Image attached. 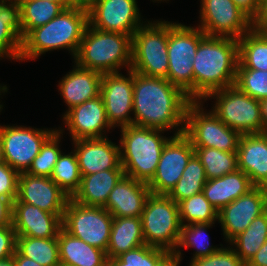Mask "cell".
Returning <instances> with one entry per match:
<instances>
[{"instance_id":"9c48e42d","label":"cell","mask_w":267,"mask_h":266,"mask_svg":"<svg viewBox=\"0 0 267 266\" xmlns=\"http://www.w3.org/2000/svg\"><path fill=\"white\" fill-rule=\"evenodd\" d=\"M216 98L213 113L240 135L263 133L259 100L248 96L237 86L211 92L205 99Z\"/></svg>"},{"instance_id":"c3c4849f","label":"cell","mask_w":267,"mask_h":266,"mask_svg":"<svg viewBox=\"0 0 267 266\" xmlns=\"http://www.w3.org/2000/svg\"><path fill=\"white\" fill-rule=\"evenodd\" d=\"M246 266H267V241L246 263Z\"/></svg>"},{"instance_id":"816d5d0a","label":"cell","mask_w":267,"mask_h":266,"mask_svg":"<svg viewBox=\"0 0 267 266\" xmlns=\"http://www.w3.org/2000/svg\"><path fill=\"white\" fill-rule=\"evenodd\" d=\"M182 259L171 252L158 266H180Z\"/></svg>"},{"instance_id":"8d00e7d4","label":"cell","mask_w":267,"mask_h":266,"mask_svg":"<svg viewBox=\"0 0 267 266\" xmlns=\"http://www.w3.org/2000/svg\"><path fill=\"white\" fill-rule=\"evenodd\" d=\"M50 178L70 198L74 195L79 189L82 178L74 150L69 154L61 153Z\"/></svg>"},{"instance_id":"d590c367","label":"cell","mask_w":267,"mask_h":266,"mask_svg":"<svg viewBox=\"0 0 267 266\" xmlns=\"http://www.w3.org/2000/svg\"><path fill=\"white\" fill-rule=\"evenodd\" d=\"M194 150L205 169L207 180L238 170L237 152H225L205 147H194Z\"/></svg>"},{"instance_id":"db71d44e","label":"cell","mask_w":267,"mask_h":266,"mask_svg":"<svg viewBox=\"0 0 267 266\" xmlns=\"http://www.w3.org/2000/svg\"><path fill=\"white\" fill-rule=\"evenodd\" d=\"M7 89H8L7 86H1L0 85V93L4 92V94H5V92H7ZM2 107H3V105L0 104V111L2 110ZM3 162H4V158H3V150H2V141L0 138V164Z\"/></svg>"},{"instance_id":"7bdbcfd3","label":"cell","mask_w":267,"mask_h":266,"mask_svg":"<svg viewBox=\"0 0 267 266\" xmlns=\"http://www.w3.org/2000/svg\"><path fill=\"white\" fill-rule=\"evenodd\" d=\"M19 173L7 163L0 164V196L9 198L12 202L17 197Z\"/></svg>"},{"instance_id":"681fc988","label":"cell","mask_w":267,"mask_h":266,"mask_svg":"<svg viewBox=\"0 0 267 266\" xmlns=\"http://www.w3.org/2000/svg\"><path fill=\"white\" fill-rule=\"evenodd\" d=\"M15 266H41L36 261L22 256L17 250L13 255Z\"/></svg>"},{"instance_id":"484cf974","label":"cell","mask_w":267,"mask_h":266,"mask_svg":"<svg viewBox=\"0 0 267 266\" xmlns=\"http://www.w3.org/2000/svg\"><path fill=\"white\" fill-rule=\"evenodd\" d=\"M254 185L241 170L206 181L203 194L219 212L223 207L250 191Z\"/></svg>"},{"instance_id":"91938a15","label":"cell","mask_w":267,"mask_h":266,"mask_svg":"<svg viewBox=\"0 0 267 266\" xmlns=\"http://www.w3.org/2000/svg\"><path fill=\"white\" fill-rule=\"evenodd\" d=\"M152 1L154 2V1H162V0H152ZM163 1H166V0H163ZM167 1H169V0H167Z\"/></svg>"},{"instance_id":"d6986e66","label":"cell","mask_w":267,"mask_h":266,"mask_svg":"<svg viewBox=\"0 0 267 266\" xmlns=\"http://www.w3.org/2000/svg\"><path fill=\"white\" fill-rule=\"evenodd\" d=\"M63 120L73 141L105 138L107 137V135L104 136L105 130L113 128L107 119L101 96L66 110Z\"/></svg>"},{"instance_id":"9f6ffc18","label":"cell","mask_w":267,"mask_h":266,"mask_svg":"<svg viewBox=\"0 0 267 266\" xmlns=\"http://www.w3.org/2000/svg\"><path fill=\"white\" fill-rule=\"evenodd\" d=\"M49 1L61 4L65 9L71 8L70 0H49Z\"/></svg>"},{"instance_id":"8992f818","label":"cell","mask_w":267,"mask_h":266,"mask_svg":"<svg viewBox=\"0 0 267 266\" xmlns=\"http://www.w3.org/2000/svg\"><path fill=\"white\" fill-rule=\"evenodd\" d=\"M206 34L199 27L168 22L167 80L194 101L193 62L199 42Z\"/></svg>"},{"instance_id":"5bb4252c","label":"cell","mask_w":267,"mask_h":266,"mask_svg":"<svg viewBox=\"0 0 267 266\" xmlns=\"http://www.w3.org/2000/svg\"><path fill=\"white\" fill-rule=\"evenodd\" d=\"M194 154V147L184 133L171 136L163 147L153 178L147 183L150 192L156 195H168L182 177L185 167Z\"/></svg>"},{"instance_id":"f5cc1de1","label":"cell","mask_w":267,"mask_h":266,"mask_svg":"<svg viewBox=\"0 0 267 266\" xmlns=\"http://www.w3.org/2000/svg\"><path fill=\"white\" fill-rule=\"evenodd\" d=\"M260 112L263 124V133L267 132V98L259 101Z\"/></svg>"},{"instance_id":"f1b7e54d","label":"cell","mask_w":267,"mask_h":266,"mask_svg":"<svg viewBox=\"0 0 267 266\" xmlns=\"http://www.w3.org/2000/svg\"><path fill=\"white\" fill-rule=\"evenodd\" d=\"M21 50L20 5L0 2V59L5 56L19 60Z\"/></svg>"},{"instance_id":"2e32d148","label":"cell","mask_w":267,"mask_h":266,"mask_svg":"<svg viewBox=\"0 0 267 266\" xmlns=\"http://www.w3.org/2000/svg\"><path fill=\"white\" fill-rule=\"evenodd\" d=\"M129 75V76H128ZM128 77L119 72L102 74L100 96L102 97L110 125L120 128L133 125V71Z\"/></svg>"},{"instance_id":"cb8c5ba5","label":"cell","mask_w":267,"mask_h":266,"mask_svg":"<svg viewBox=\"0 0 267 266\" xmlns=\"http://www.w3.org/2000/svg\"><path fill=\"white\" fill-rule=\"evenodd\" d=\"M101 80V73L75 64L73 70L68 72L58 85L68 110L100 96Z\"/></svg>"},{"instance_id":"ba28073f","label":"cell","mask_w":267,"mask_h":266,"mask_svg":"<svg viewBox=\"0 0 267 266\" xmlns=\"http://www.w3.org/2000/svg\"><path fill=\"white\" fill-rule=\"evenodd\" d=\"M141 220L145 244L174 252L182 226L177 203L168 195L151 193L146 199Z\"/></svg>"},{"instance_id":"60d3db41","label":"cell","mask_w":267,"mask_h":266,"mask_svg":"<svg viewBox=\"0 0 267 266\" xmlns=\"http://www.w3.org/2000/svg\"><path fill=\"white\" fill-rule=\"evenodd\" d=\"M235 86L254 99H266L267 71L244 69L238 63Z\"/></svg>"},{"instance_id":"7dc6e473","label":"cell","mask_w":267,"mask_h":266,"mask_svg":"<svg viewBox=\"0 0 267 266\" xmlns=\"http://www.w3.org/2000/svg\"><path fill=\"white\" fill-rule=\"evenodd\" d=\"M242 11H244L252 20L258 14L260 0H232Z\"/></svg>"},{"instance_id":"d4e9b609","label":"cell","mask_w":267,"mask_h":266,"mask_svg":"<svg viewBox=\"0 0 267 266\" xmlns=\"http://www.w3.org/2000/svg\"><path fill=\"white\" fill-rule=\"evenodd\" d=\"M123 176V169H107L84 175L71 199L85 206L104 207L110 192Z\"/></svg>"},{"instance_id":"83f0119b","label":"cell","mask_w":267,"mask_h":266,"mask_svg":"<svg viewBox=\"0 0 267 266\" xmlns=\"http://www.w3.org/2000/svg\"><path fill=\"white\" fill-rule=\"evenodd\" d=\"M145 244L141 217H113L106 255L108 259L120 256Z\"/></svg>"},{"instance_id":"5b68a950","label":"cell","mask_w":267,"mask_h":266,"mask_svg":"<svg viewBox=\"0 0 267 266\" xmlns=\"http://www.w3.org/2000/svg\"><path fill=\"white\" fill-rule=\"evenodd\" d=\"M120 132V163L124 175L148 183L169 139L162 136L164 130L135 125L122 127Z\"/></svg>"},{"instance_id":"ac0fdd59","label":"cell","mask_w":267,"mask_h":266,"mask_svg":"<svg viewBox=\"0 0 267 266\" xmlns=\"http://www.w3.org/2000/svg\"><path fill=\"white\" fill-rule=\"evenodd\" d=\"M16 200L37 206L63 219L70 197L50 177L34 176L22 172L18 178Z\"/></svg>"},{"instance_id":"9a60e30c","label":"cell","mask_w":267,"mask_h":266,"mask_svg":"<svg viewBox=\"0 0 267 266\" xmlns=\"http://www.w3.org/2000/svg\"><path fill=\"white\" fill-rule=\"evenodd\" d=\"M139 11L136 0H98L88 11V22L95 29L132 36L145 23Z\"/></svg>"},{"instance_id":"ab89813d","label":"cell","mask_w":267,"mask_h":266,"mask_svg":"<svg viewBox=\"0 0 267 266\" xmlns=\"http://www.w3.org/2000/svg\"><path fill=\"white\" fill-rule=\"evenodd\" d=\"M64 129L56 130L42 145L39 154L33 159V162L27 173L34 176L50 177L61 150L59 148L60 138ZM61 134V135H60Z\"/></svg>"},{"instance_id":"1f68e13d","label":"cell","mask_w":267,"mask_h":266,"mask_svg":"<svg viewBox=\"0 0 267 266\" xmlns=\"http://www.w3.org/2000/svg\"><path fill=\"white\" fill-rule=\"evenodd\" d=\"M239 64L244 69L267 71V33L253 28L238 39Z\"/></svg>"},{"instance_id":"b9f144b4","label":"cell","mask_w":267,"mask_h":266,"mask_svg":"<svg viewBox=\"0 0 267 266\" xmlns=\"http://www.w3.org/2000/svg\"><path fill=\"white\" fill-rule=\"evenodd\" d=\"M220 246L221 248L212 255L190 261L189 266H246L232 247Z\"/></svg>"},{"instance_id":"d6a6232c","label":"cell","mask_w":267,"mask_h":266,"mask_svg":"<svg viewBox=\"0 0 267 266\" xmlns=\"http://www.w3.org/2000/svg\"><path fill=\"white\" fill-rule=\"evenodd\" d=\"M267 241V210L257 216L248 228L237 235L229 244L236 255L246 264Z\"/></svg>"},{"instance_id":"7c38bea8","label":"cell","mask_w":267,"mask_h":266,"mask_svg":"<svg viewBox=\"0 0 267 266\" xmlns=\"http://www.w3.org/2000/svg\"><path fill=\"white\" fill-rule=\"evenodd\" d=\"M56 129L0 125L4 162L19 174L27 172L44 142Z\"/></svg>"},{"instance_id":"f6af8a7d","label":"cell","mask_w":267,"mask_h":266,"mask_svg":"<svg viewBox=\"0 0 267 266\" xmlns=\"http://www.w3.org/2000/svg\"><path fill=\"white\" fill-rule=\"evenodd\" d=\"M13 202L0 196V227L12 225Z\"/></svg>"},{"instance_id":"4dcf8cb0","label":"cell","mask_w":267,"mask_h":266,"mask_svg":"<svg viewBox=\"0 0 267 266\" xmlns=\"http://www.w3.org/2000/svg\"><path fill=\"white\" fill-rule=\"evenodd\" d=\"M21 39L31 30L45 25L58 16L65 8L49 0H21Z\"/></svg>"},{"instance_id":"6f0895ef","label":"cell","mask_w":267,"mask_h":266,"mask_svg":"<svg viewBox=\"0 0 267 266\" xmlns=\"http://www.w3.org/2000/svg\"><path fill=\"white\" fill-rule=\"evenodd\" d=\"M0 2H8V3H20L21 0H0Z\"/></svg>"},{"instance_id":"44dd1931","label":"cell","mask_w":267,"mask_h":266,"mask_svg":"<svg viewBox=\"0 0 267 266\" xmlns=\"http://www.w3.org/2000/svg\"><path fill=\"white\" fill-rule=\"evenodd\" d=\"M12 225L17 236L33 238L58 237L62 228V218L54 213L41 210L37 206L13 201Z\"/></svg>"},{"instance_id":"52a82bcc","label":"cell","mask_w":267,"mask_h":266,"mask_svg":"<svg viewBox=\"0 0 267 266\" xmlns=\"http://www.w3.org/2000/svg\"><path fill=\"white\" fill-rule=\"evenodd\" d=\"M147 22L132 35L131 70L145 76L167 78L168 22Z\"/></svg>"},{"instance_id":"4fadbf2b","label":"cell","mask_w":267,"mask_h":266,"mask_svg":"<svg viewBox=\"0 0 267 266\" xmlns=\"http://www.w3.org/2000/svg\"><path fill=\"white\" fill-rule=\"evenodd\" d=\"M199 28L209 36L240 39L253 20L232 0H201Z\"/></svg>"},{"instance_id":"603a6c76","label":"cell","mask_w":267,"mask_h":266,"mask_svg":"<svg viewBox=\"0 0 267 266\" xmlns=\"http://www.w3.org/2000/svg\"><path fill=\"white\" fill-rule=\"evenodd\" d=\"M237 161L238 170L261 187L267 181V132L240 135Z\"/></svg>"},{"instance_id":"680465c9","label":"cell","mask_w":267,"mask_h":266,"mask_svg":"<svg viewBox=\"0 0 267 266\" xmlns=\"http://www.w3.org/2000/svg\"><path fill=\"white\" fill-rule=\"evenodd\" d=\"M261 187L267 193V181Z\"/></svg>"},{"instance_id":"bcb514c9","label":"cell","mask_w":267,"mask_h":266,"mask_svg":"<svg viewBox=\"0 0 267 266\" xmlns=\"http://www.w3.org/2000/svg\"><path fill=\"white\" fill-rule=\"evenodd\" d=\"M253 29L258 32L267 33V0H260L258 14L253 19Z\"/></svg>"},{"instance_id":"f546056e","label":"cell","mask_w":267,"mask_h":266,"mask_svg":"<svg viewBox=\"0 0 267 266\" xmlns=\"http://www.w3.org/2000/svg\"><path fill=\"white\" fill-rule=\"evenodd\" d=\"M16 250L41 266H61L58 248V237L33 238L16 237Z\"/></svg>"},{"instance_id":"3957f363","label":"cell","mask_w":267,"mask_h":266,"mask_svg":"<svg viewBox=\"0 0 267 266\" xmlns=\"http://www.w3.org/2000/svg\"><path fill=\"white\" fill-rule=\"evenodd\" d=\"M88 24V11L79 8L64 9L58 16L45 25L34 28L22 39L19 60H34L45 52L57 49H67L75 58Z\"/></svg>"},{"instance_id":"7a4b0ae2","label":"cell","mask_w":267,"mask_h":266,"mask_svg":"<svg viewBox=\"0 0 267 266\" xmlns=\"http://www.w3.org/2000/svg\"><path fill=\"white\" fill-rule=\"evenodd\" d=\"M239 63L238 39L205 35L194 57V101L235 85Z\"/></svg>"},{"instance_id":"7402d4cb","label":"cell","mask_w":267,"mask_h":266,"mask_svg":"<svg viewBox=\"0 0 267 266\" xmlns=\"http://www.w3.org/2000/svg\"><path fill=\"white\" fill-rule=\"evenodd\" d=\"M150 194L147 183L124 175L110 192L104 208L113 217H141Z\"/></svg>"},{"instance_id":"f35d334b","label":"cell","mask_w":267,"mask_h":266,"mask_svg":"<svg viewBox=\"0 0 267 266\" xmlns=\"http://www.w3.org/2000/svg\"><path fill=\"white\" fill-rule=\"evenodd\" d=\"M171 252L143 244L120 256L108 259L106 266H158Z\"/></svg>"},{"instance_id":"74e56055","label":"cell","mask_w":267,"mask_h":266,"mask_svg":"<svg viewBox=\"0 0 267 266\" xmlns=\"http://www.w3.org/2000/svg\"><path fill=\"white\" fill-rule=\"evenodd\" d=\"M181 225L191 223H215L218 211L205 198L203 192L178 203Z\"/></svg>"},{"instance_id":"8fae6325","label":"cell","mask_w":267,"mask_h":266,"mask_svg":"<svg viewBox=\"0 0 267 266\" xmlns=\"http://www.w3.org/2000/svg\"><path fill=\"white\" fill-rule=\"evenodd\" d=\"M113 216L104 207L81 205L68 201L62 227L87 244L107 251Z\"/></svg>"},{"instance_id":"836d02e7","label":"cell","mask_w":267,"mask_h":266,"mask_svg":"<svg viewBox=\"0 0 267 266\" xmlns=\"http://www.w3.org/2000/svg\"><path fill=\"white\" fill-rule=\"evenodd\" d=\"M215 223H191L184 224L181 226L180 237L177 247L174 250V254L182 257L180 248H196L193 253L194 260L199 257L210 256L217 252L221 247L210 246L209 234H207L206 229L212 227ZM206 233V234H205ZM205 237V238H204Z\"/></svg>"},{"instance_id":"e0dca14e","label":"cell","mask_w":267,"mask_h":266,"mask_svg":"<svg viewBox=\"0 0 267 266\" xmlns=\"http://www.w3.org/2000/svg\"><path fill=\"white\" fill-rule=\"evenodd\" d=\"M267 210V193L260 186L232 201L218 212L223 235L230 243L237 235L245 231L257 216Z\"/></svg>"},{"instance_id":"30bf717a","label":"cell","mask_w":267,"mask_h":266,"mask_svg":"<svg viewBox=\"0 0 267 266\" xmlns=\"http://www.w3.org/2000/svg\"><path fill=\"white\" fill-rule=\"evenodd\" d=\"M203 101H192L186 110L184 134L193 147L237 152L240 134L223 123L213 111L206 113Z\"/></svg>"},{"instance_id":"6da1fadb","label":"cell","mask_w":267,"mask_h":266,"mask_svg":"<svg viewBox=\"0 0 267 266\" xmlns=\"http://www.w3.org/2000/svg\"><path fill=\"white\" fill-rule=\"evenodd\" d=\"M191 102L188 95L166 78L133 71V125L164 131L174 128V135L182 134Z\"/></svg>"},{"instance_id":"11a10c76","label":"cell","mask_w":267,"mask_h":266,"mask_svg":"<svg viewBox=\"0 0 267 266\" xmlns=\"http://www.w3.org/2000/svg\"><path fill=\"white\" fill-rule=\"evenodd\" d=\"M0 266H15L13 256H11V257H9L7 259L1 260L0 261Z\"/></svg>"},{"instance_id":"277c9868","label":"cell","mask_w":267,"mask_h":266,"mask_svg":"<svg viewBox=\"0 0 267 266\" xmlns=\"http://www.w3.org/2000/svg\"><path fill=\"white\" fill-rule=\"evenodd\" d=\"M75 63L101 74L119 72L121 67L131 69L132 36L102 31L87 25Z\"/></svg>"},{"instance_id":"f907efd6","label":"cell","mask_w":267,"mask_h":266,"mask_svg":"<svg viewBox=\"0 0 267 266\" xmlns=\"http://www.w3.org/2000/svg\"><path fill=\"white\" fill-rule=\"evenodd\" d=\"M98 0H70L71 8L89 11Z\"/></svg>"},{"instance_id":"4316f807","label":"cell","mask_w":267,"mask_h":266,"mask_svg":"<svg viewBox=\"0 0 267 266\" xmlns=\"http://www.w3.org/2000/svg\"><path fill=\"white\" fill-rule=\"evenodd\" d=\"M58 248L63 266H106V252L68 233L63 227L58 234Z\"/></svg>"},{"instance_id":"ee69618b","label":"cell","mask_w":267,"mask_h":266,"mask_svg":"<svg viewBox=\"0 0 267 266\" xmlns=\"http://www.w3.org/2000/svg\"><path fill=\"white\" fill-rule=\"evenodd\" d=\"M16 237L13 225L0 227V261L15 254Z\"/></svg>"},{"instance_id":"ffe728a7","label":"cell","mask_w":267,"mask_h":266,"mask_svg":"<svg viewBox=\"0 0 267 266\" xmlns=\"http://www.w3.org/2000/svg\"><path fill=\"white\" fill-rule=\"evenodd\" d=\"M81 176L107 169H123L120 163V144L105 138L74 140Z\"/></svg>"},{"instance_id":"e575fe53","label":"cell","mask_w":267,"mask_h":266,"mask_svg":"<svg viewBox=\"0 0 267 266\" xmlns=\"http://www.w3.org/2000/svg\"><path fill=\"white\" fill-rule=\"evenodd\" d=\"M207 177L200 159L194 154L185 167L182 177L178 180L168 196L175 202L190 198L203 192Z\"/></svg>"}]
</instances>
